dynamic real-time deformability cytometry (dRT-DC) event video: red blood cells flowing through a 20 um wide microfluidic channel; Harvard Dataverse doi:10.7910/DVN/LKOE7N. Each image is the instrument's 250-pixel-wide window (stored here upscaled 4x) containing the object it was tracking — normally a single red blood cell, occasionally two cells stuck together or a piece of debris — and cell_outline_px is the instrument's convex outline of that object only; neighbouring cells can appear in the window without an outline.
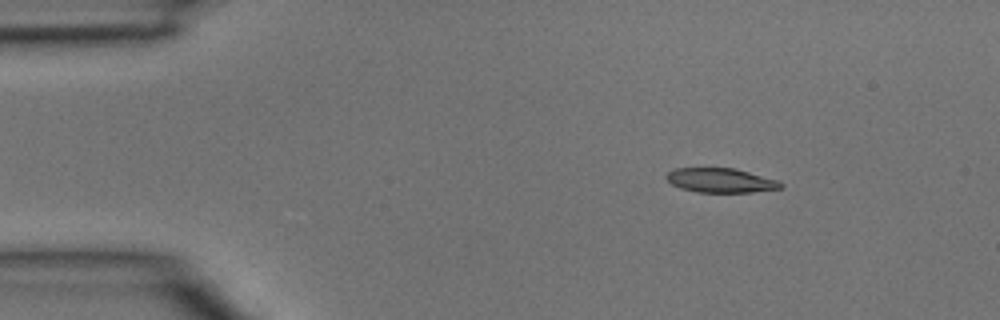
{"species": "common noctule bat (a hibernating species)", "species_latin": "Nyctalus noctula", "temperature_condition": "room temperature", "stored_images_in_passage": 4, "camera_frame_rate_fps": 3000, "um_per_image_px": 0.085, "animal": {"sex": "male", "body_mass_g": 15.6}, "frame": {"image": 1, "passage_image": 1, "time_ms": 0.0, "image_size_px": [1000, 320], "cell_outline_px": [[784, 188], [752, 192], [696, 192], [680, 188], [672, 184], [664, 176], [668, 172], [676, 168], [732, 168], [780, 180], [784, 184]], "centroid_in_image_um": [61.29, 15.34], "position_along_channel_um": 23.7, "area_um2": 16.3}}
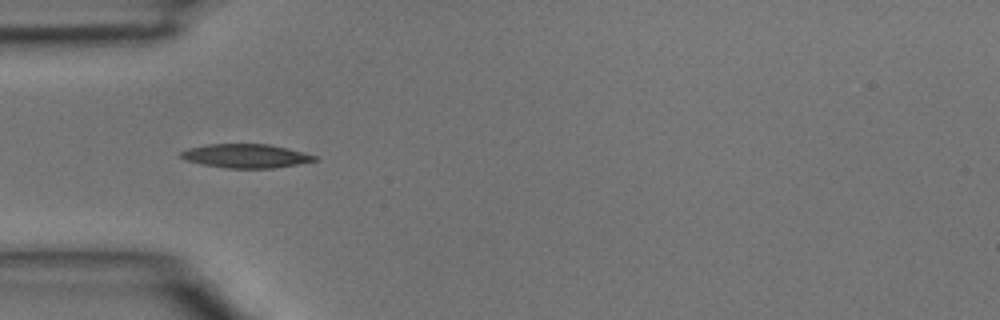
{"frame": {"image": 2, "passage_image": 3, "time_ms": 0.667, "image_size_px": [1000, 320], "cell_outline_px": [[320, 160], [272, 168], [224, 168], [200, 164], [188, 160], [180, 156], [180, 152], [188, 148], [208, 144], [268, 144], [288, 148], [304, 152], [316, 156]], "centroid_in_image_um": [20.91, 13.25], "position_along_channel_um": 64.1, "area_um2": 18.55}}